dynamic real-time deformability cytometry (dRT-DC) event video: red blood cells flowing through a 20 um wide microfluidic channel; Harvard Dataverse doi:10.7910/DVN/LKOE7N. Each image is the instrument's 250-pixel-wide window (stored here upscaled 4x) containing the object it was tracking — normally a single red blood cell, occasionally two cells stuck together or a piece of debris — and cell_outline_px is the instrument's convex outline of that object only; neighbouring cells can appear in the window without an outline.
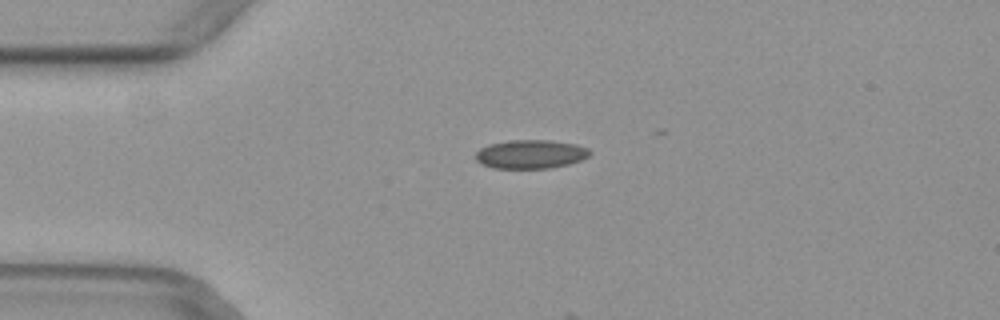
{"species": "common noctule bat (a hibernating species)", "species_latin": "Nyctalus noctula", "temperature_condition": "warm", "stored_images_in_passage": 14, "camera_frame_rate_fps": 3000, "um_per_image_px": 0.085, "animal": {"sex": "female", "body_mass_g": 29.2, "forearm_length_mm": 56.3}, "frame": {"image": 1, "passage_image": 11, "time_ms": 3.333, "image_size_px": [1000, 320], "cell_outline_px": [[592, 152], [588, 156], [580, 160], [568, 164], [548, 168], [492, 168], [476, 160], [476, 152], [480, 148], [488, 144], [508, 140], [544, 140], [576, 144], [588, 148]], "centroid_in_image_um": [45.09, 13.1], "position_along_channel_um": 39.9, "area_um2": 19.02}}